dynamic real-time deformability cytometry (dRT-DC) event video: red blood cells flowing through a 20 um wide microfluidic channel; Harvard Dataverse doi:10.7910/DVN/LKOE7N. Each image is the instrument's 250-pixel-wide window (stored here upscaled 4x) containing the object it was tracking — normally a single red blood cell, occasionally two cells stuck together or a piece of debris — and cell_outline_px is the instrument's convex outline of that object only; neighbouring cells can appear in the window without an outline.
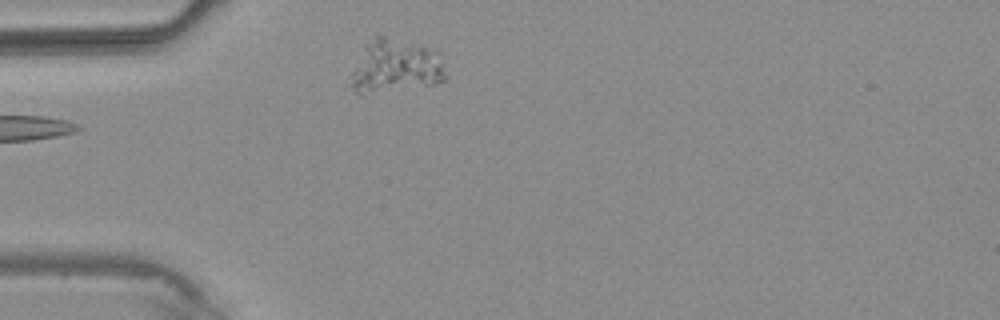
{"species": "common noctule bat (a hibernating species)", "species_latin": "Nyctalus noctula", "temperature_condition": "warm", "stored_images_in_passage": 2, "camera_frame_rate_fps": 3000, "um_per_image_px": 0.085, "animal": {"sex": "male", "body_mass_g": 20.4}, "frame": {"image": 1, "passage_image": 2, "time_ms": 1.333, "image_size_px": [1000, 320], "cell_outline_px": [[444, 80], [432, 84], [364, 96], [360, 96], [352, 88], [348, 76], [364, 44], [376, 32], [436, 48], [440, 52], [444, 72]], "centroid_in_image_um": [33.54, 5.6], "position_along_channel_um": 51.5, "area_um2": 30.98}}